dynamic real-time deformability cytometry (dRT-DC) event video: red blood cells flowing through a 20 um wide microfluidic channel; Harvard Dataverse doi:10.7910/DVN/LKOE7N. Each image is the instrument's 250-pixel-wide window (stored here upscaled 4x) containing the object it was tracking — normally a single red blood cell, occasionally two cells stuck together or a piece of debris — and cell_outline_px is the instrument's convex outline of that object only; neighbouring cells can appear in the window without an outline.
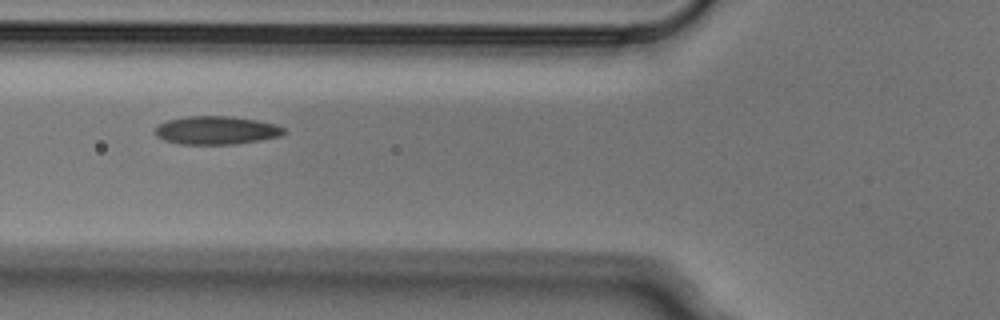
{"species": "Egyptian fruit bat (a non-hibernating species)", "species_latin": "Rousettus aegyptiacus", "temperature_condition": "cold", "stored_images_in_passage": 3, "camera_frame_rate_fps": 3000, "um_per_image_px": 0.085, "animal": {"sex": "male"}, "frame": {"image": 1, "passage_image": 2, "time_ms": 0.333, "image_size_px": [1000, 320], "cell_outline_px": [[288, 132], [280, 136], [260, 140], [232, 144], [180, 144], [164, 140], [156, 136], [156, 128], [160, 124], [168, 120], [188, 116], [232, 116], [256, 120], [276, 124], [284, 128]], "centroid_in_image_um": [18.42, 11.07], "position_along_channel_um": 107.4, "area_um2": 21.15}}
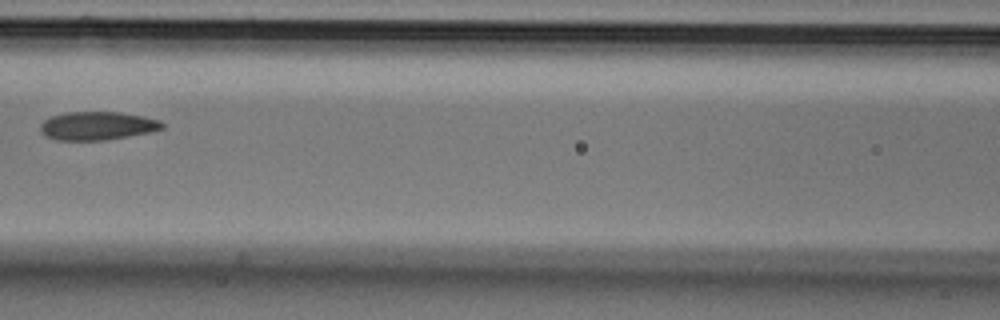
{"frame": {"image": 2, "passage_image": 3, "time_ms": 0.667, "image_size_px": [1000, 320], "cell_outline_px": [[164, 128], [148, 132], [128, 136], [104, 140], [56, 140], [44, 136], [40, 132], [40, 124], [44, 120], [52, 116], [64, 112], [120, 112], [144, 116], [160, 120], [164, 124]], "centroid_in_image_um": [8.24, 10.69], "position_along_channel_um": 158.4, "area_um2": 20.23}}